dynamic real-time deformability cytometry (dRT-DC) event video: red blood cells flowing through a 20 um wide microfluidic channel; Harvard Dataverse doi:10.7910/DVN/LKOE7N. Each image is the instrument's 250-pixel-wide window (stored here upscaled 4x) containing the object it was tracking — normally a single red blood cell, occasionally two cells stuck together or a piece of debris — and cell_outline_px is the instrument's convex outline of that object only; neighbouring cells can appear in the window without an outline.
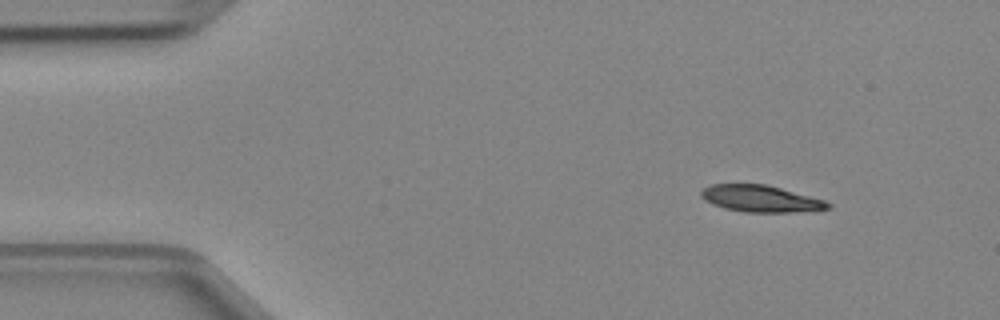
{"species": "Egyptian fruit bat (a non-hibernating species)", "species_latin": "Rousettus aegyptiacus", "temperature_condition": "cold", "stored_images_in_passage": 3, "camera_frame_rate_fps": 3000, "um_per_image_px": 0.085, "animal": {"sex": "female"}, "frame": {"image": 1, "passage_image": 1, "time_ms": 0.0, "image_size_px": [1000, 320], "cell_outline_px": [[832, 208], [792, 212], [744, 212], [724, 208], [712, 204], [704, 200], [700, 196], [700, 192], [704, 188], [712, 184], [764, 184], [780, 188], [824, 200], [832, 204]], "centroid_in_image_um": [64.62, 16.89], "position_along_channel_um": 20.4, "area_um2": 19.59}}